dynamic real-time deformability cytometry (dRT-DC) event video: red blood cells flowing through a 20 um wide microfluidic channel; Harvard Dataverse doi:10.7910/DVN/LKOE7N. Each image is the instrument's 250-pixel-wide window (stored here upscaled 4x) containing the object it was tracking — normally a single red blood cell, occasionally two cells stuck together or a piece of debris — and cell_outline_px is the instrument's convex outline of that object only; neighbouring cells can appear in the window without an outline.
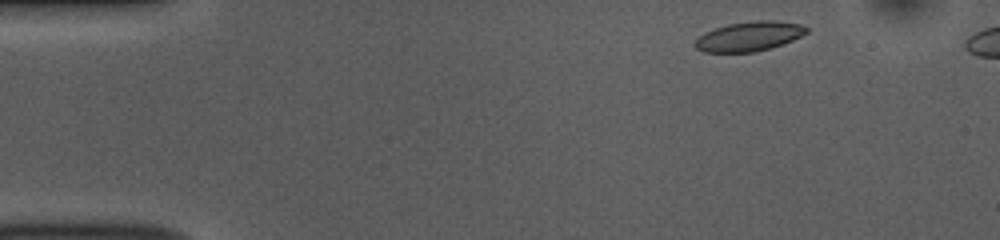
{"species": "common noctule bat (a hibernating species)", "species_latin": "Nyctalus noctula", "temperature_condition": "room temperature", "stored_images_in_passage": 45, "camera_frame_rate_fps": 3000, "um_per_image_px": 0.085, "animal": {"sex": "female", "body_mass_g": 10.0, "forearm_length_mm": 53.1}, "frame": {"image": 1, "passage_image": 2, "time_ms": 0.333, "image_size_px": [1000, 240], "cell_outline_px": [[808, 32], [792, 40], [772, 48], [752, 52], [704, 52], [696, 48], [696, 40], [704, 32], [728, 24], [756, 20], [776, 20], [800, 24], [808, 28]], "centroid_in_image_um": [63.7, 3.08], "position_along_channel_um": 21.3, "area_um2": 19.07}}
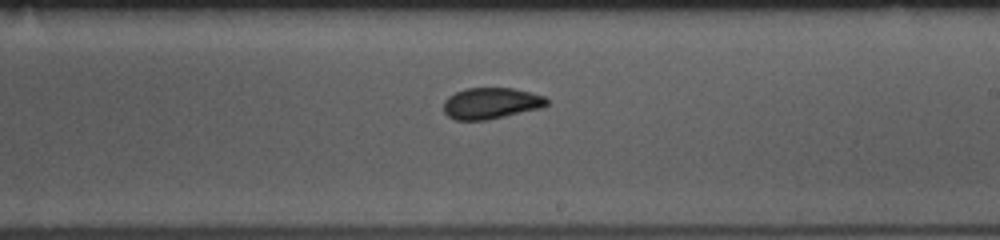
{"frame": {"image": 2, "passage_image": 26, "time_ms": 8.333, "image_size_px": [1000, 240], "cell_outline_px": [[548, 104], [544, 108], [484, 120], [456, 120], [448, 116], [444, 112], [444, 100], [448, 96], [456, 92], [468, 88], [512, 88], [544, 96], [548, 100]], "centroid_in_image_um": [41.74, 8.78], "position_along_channel_um": 247.3, "area_um2": 18.73}}
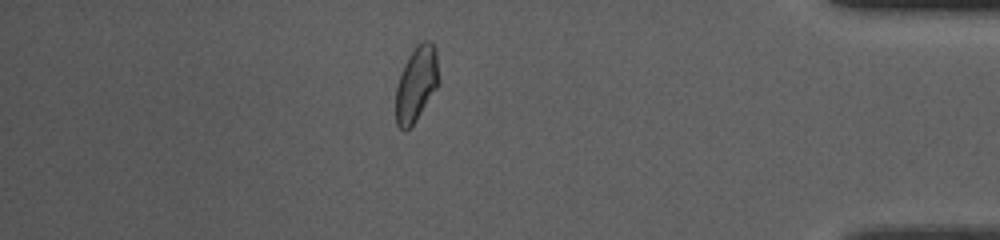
{"frame": {"image": 3, "passage_image": 41, "time_ms": 13.333, "image_size_px": [1000, 240], "cell_outline_px": [[440, 84], [416, 120], [404, 132], [396, 124], [396, 84], [404, 64], [408, 56], [416, 44], [424, 40], [428, 40], [436, 48], [440, 80]], "centroid_in_image_um": [35.41, 7.11], "position_along_channel_um": 399.8, "area_um2": 19.13}}